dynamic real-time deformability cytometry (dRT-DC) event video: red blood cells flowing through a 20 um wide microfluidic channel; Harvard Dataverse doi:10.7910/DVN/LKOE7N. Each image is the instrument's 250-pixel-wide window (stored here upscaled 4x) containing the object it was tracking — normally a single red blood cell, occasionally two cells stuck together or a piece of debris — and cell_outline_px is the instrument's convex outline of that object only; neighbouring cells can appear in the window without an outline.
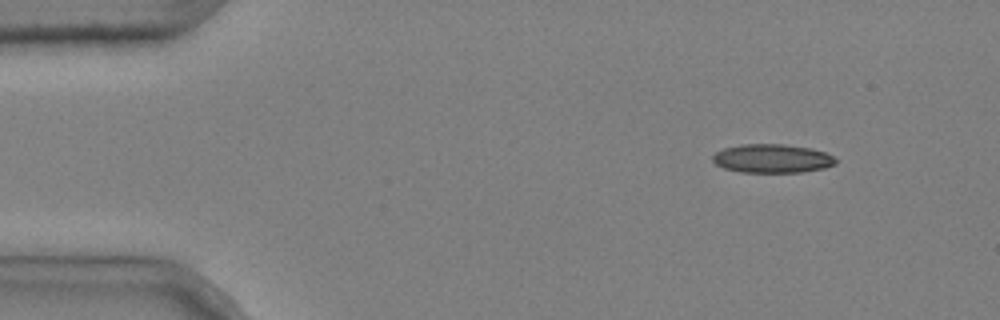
{"species": "common noctule bat (a hibernating species)", "species_latin": "Nyctalus noctula", "temperature_condition": "cold", "stored_images_in_passage": 10, "camera_frame_rate_fps": 3000, "um_per_image_px": 0.085, "animal": {"sex": "male", "body_mass_g": 20.4}, "frame": {"image": 1, "passage_image": 1, "time_ms": 0.0, "image_size_px": [1000, 320], "cell_outline_px": [[836, 164], [824, 168], [800, 172], [740, 172], [724, 168], [716, 164], [712, 160], [712, 156], [716, 152], [724, 148], [740, 144], [784, 144], [812, 148], [824, 152], [832, 156], [836, 160]], "centroid_in_image_um": [65.62, 13.47], "position_along_channel_um": 19.4, "area_um2": 20.58}}
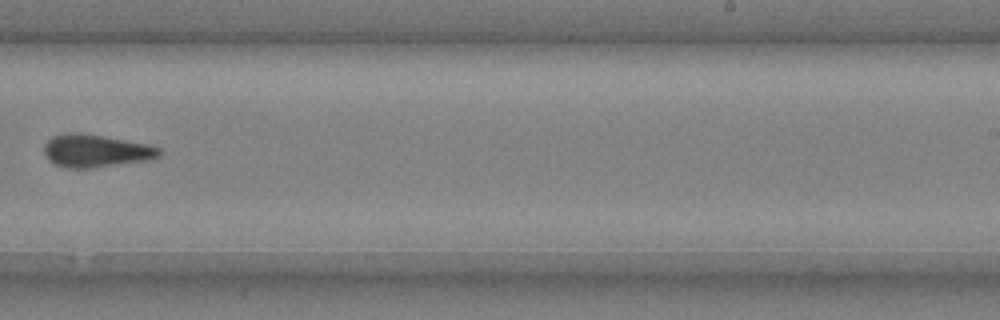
{"frame": {"image": 2, "passage_image": 9, "time_ms": 2.667, "image_size_px": [1000, 320], "cell_outline_px": [[160, 156], [152, 160], [88, 168], [68, 168], [56, 164], [48, 160], [44, 152], [44, 144], [52, 136], [68, 132], [84, 132], [148, 144], [160, 148]], "centroid_in_image_um": [8.15, 12.8], "position_along_channel_um": 280.9, "area_um2": 22.2}}
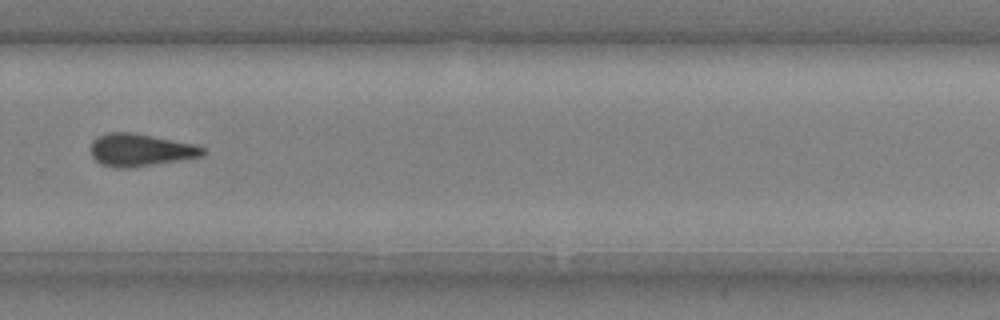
{"frame": {"image": 3, "passage_image": 10, "time_ms": 3.0, "image_size_px": [1000, 320], "cell_outline_px": [[208, 152], [204, 156], [132, 168], [116, 168], [104, 164], [96, 160], [92, 156], [88, 148], [92, 140], [96, 136], [108, 132], [136, 132], [196, 144], [204, 148]], "centroid_in_image_um": [11.94, 12.73], "position_along_channel_um": 317.9, "area_um2": 21.79}}